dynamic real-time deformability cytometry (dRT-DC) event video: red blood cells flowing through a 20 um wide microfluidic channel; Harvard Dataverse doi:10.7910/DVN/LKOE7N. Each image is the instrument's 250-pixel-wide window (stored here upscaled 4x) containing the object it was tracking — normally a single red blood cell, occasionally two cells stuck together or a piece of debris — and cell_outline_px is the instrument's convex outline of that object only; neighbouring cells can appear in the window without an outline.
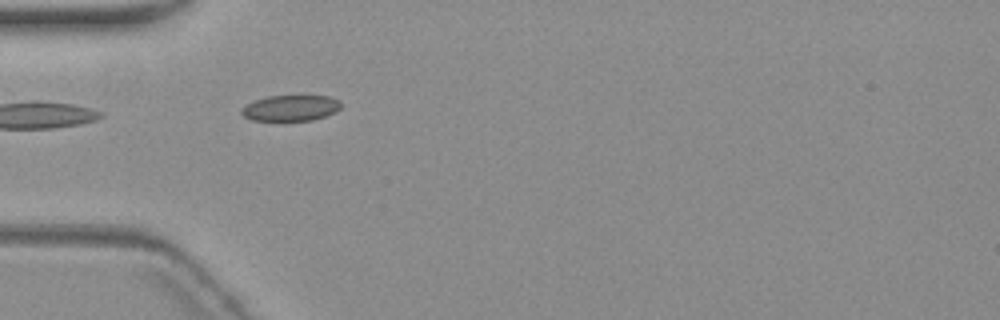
{"species": "common noctule bat (a hibernating species)", "species_latin": "Nyctalus noctula", "temperature_condition": "warm", "stored_images_in_passage": 7, "camera_frame_rate_fps": 3000, "um_per_image_px": 0.085, "animal": {"sex": "female", "body_mass_g": 19.3, "forearm_length_mm": 54.1}, "frame": {"image": 1, "passage_image": 6, "time_ms": 6.0, "image_size_px": [1000, 320], "cell_outline_px": [[340, 108], [324, 116], [312, 120], [252, 120], [244, 116], [240, 112], [240, 108], [252, 100], [268, 96], [300, 92], [328, 96], [340, 100]], "centroid_in_image_um": [24.68, 9.11], "position_along_channel_um": 60.3, "area_um2": 15.72}}